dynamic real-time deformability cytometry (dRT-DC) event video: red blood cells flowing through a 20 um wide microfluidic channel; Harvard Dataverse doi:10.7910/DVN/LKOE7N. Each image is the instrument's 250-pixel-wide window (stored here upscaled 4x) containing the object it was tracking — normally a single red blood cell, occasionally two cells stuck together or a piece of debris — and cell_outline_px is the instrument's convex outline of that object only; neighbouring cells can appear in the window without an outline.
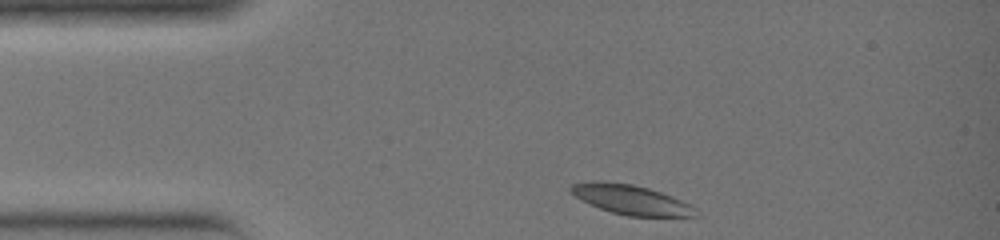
{"species": "common noctule bat (a hibernating species)", "species_latin": "Nyctalus noctula", "temperature_condition": "warm", "stored_images_in_passage": 26, "camera_frame_rate_fps": 3000, "um_per_image_px": 0.085, "animal": {"sex": "female", "body_mass_g": 19.0, "forearm_length_mm": 51.5}, "frame": {"image": 1, "passage_image": 1, "time_ms": 0.0, "image_size_px": [1000, 240], "cell_outline_px": [[700, 216], [628, 216], [612, 212], [600, 208], [576, 196], [568, 188], [572, 184], [596, 180], [604, 180], [632, 184], [648, 188], [672, 196], [696, 208]], "centroid_in_image_um": [53.65, 16.96], "position_along_channel_um": 31.4, "area_um2": 21.33}}
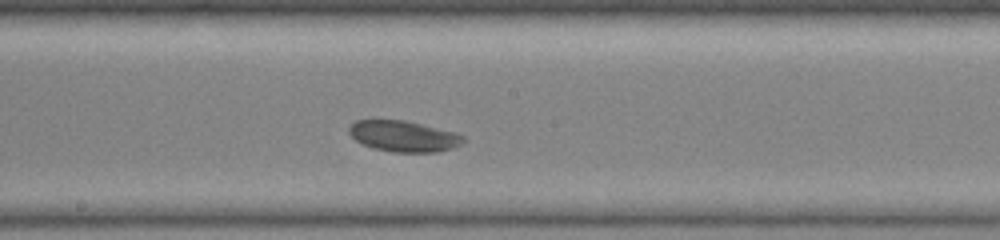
{"frame": {"image": 2, "passage_image": 14, "time_ms": 4.333, "image_size_px": [1000, 240], "cell_outline_px": [[464, 140], [460, 144], [452, 148], [436, 152], [392, 152], [372, 148], [360, 144], [348, 132], [348, 128], [356, 120], [372, 116], [404, 120], [456, 132], [464, 136]], "centroid_in_image_um": [34.21, 11.53], "position_along_channel_um": 214.0, "area_um2": 21.33}}
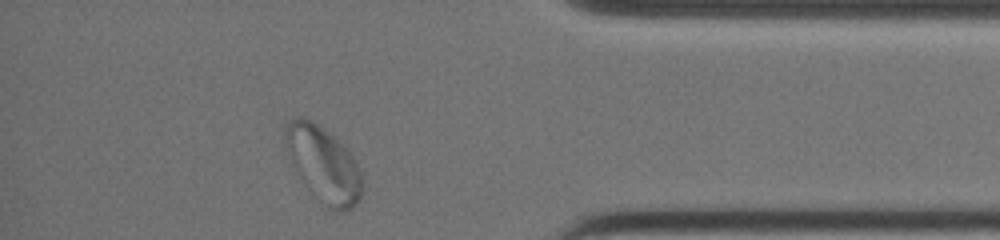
{"frame": {"image": 3, "passage_image": 26, "time_ms": 8.333, "image_size_px": [1000, 240], "cell_outline_px": [[364, 188], [356, 204], [348, 212], [336, 212], [328, 208], [304, 184], [296, 172], [292, 164], [284, 144], [284, 136], [288, 120], [292, 116], [304, 116], [312, 120], [336, 136], [348, 148], [356, 160], [360, 168]], "centroid_in_image_um": [27.51, 13.93], "position_along_channel_um": 407.7, "area_um2": 34.62}}